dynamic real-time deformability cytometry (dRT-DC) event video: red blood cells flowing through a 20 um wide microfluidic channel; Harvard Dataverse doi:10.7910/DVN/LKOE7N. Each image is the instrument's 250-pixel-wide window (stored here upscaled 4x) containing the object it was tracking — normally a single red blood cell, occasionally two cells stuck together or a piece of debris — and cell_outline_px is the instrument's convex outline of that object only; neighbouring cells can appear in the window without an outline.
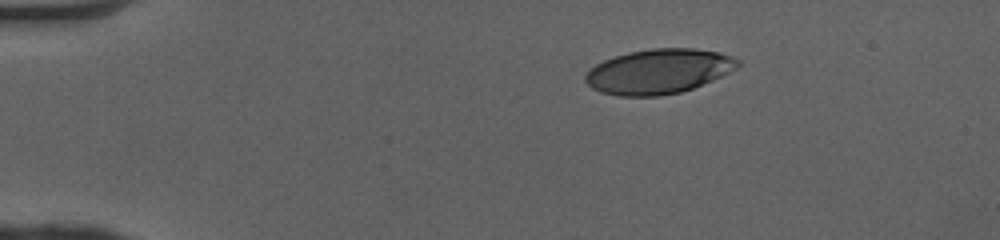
{"species": "human", "species_latin": "Homo sapiens", "temperature_condition": "cold", "stored_images_in_passage": 42, "camera_frame_rate_fps": 3000, "um_per_image_px": 0.085, "donor": {"sex": "female"}, "frame": {"image": 1, "passage_image": 1, "time_ms": 0.0, "image_size_px": [1000, 240], "cell_outline_px": [[744, 64], [712, 80], [692, 88], [680, 92], [660, 96], [620, 96], [600, 92], [592, 88], [584, 80], [584, 76], [596, 64], [604, 60], [628, 52], [652, 48], [692, 48], [720, 52], [732, 56], [740, 60]], "centroid_in_image_um": [56.0, 6.06], "position_along_channel_um": 29.0, "area_um2": 39.71}}
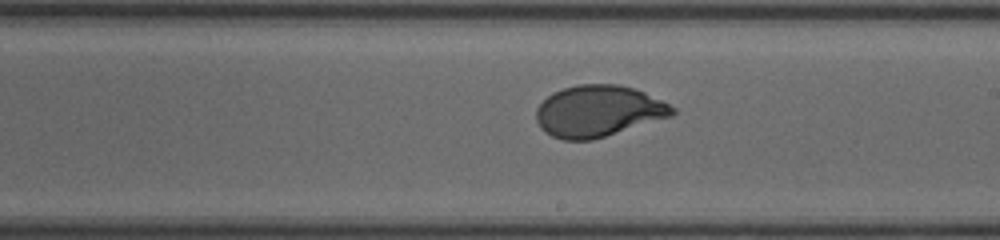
{"frame": {"image": 2, "passage_image": 22, "time_ms": 7.0, "image_size_px": [1000, 240], "cell_outline_px": [[676, 112], [672, 116], [592, 140], [564, 140], [552, 136], [544, 132], [540, 128], [536, 120], [536, 108], [552, 92], [564, 88], [580, 84], [620, 84], [644, 92], [676, 108]], "centroid_in_image_um": [50.83, 9.45], "position_along_channel_um": 238.2, "area_um2": 40.69}}
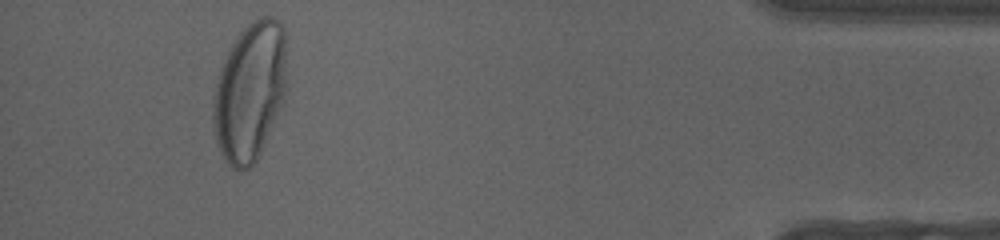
{"frame": {"image": 3, "passage_image": 39, "time_ms": 12.667, "image_size_px": [1000, 240], "cell_outline_px": [[288, 88], [284, 100], [264, 144], [256, 160], [248, 168], [240, 172], [232, 168], [224, 160], [216, 144], [212, 120], [212, 104], [216, 84], [220, 68], [228, 48], [240, 32], [252, 20], [260, 16], [272, 16], [284, 28]], "centroid_in_image_um": [21.24, 7.78], "position_along_channel_um": 414.0, "area_um2": 60.34}, "authors_computed_cell_mechanics": {"area_um2": 41.2403, "velocity_mm_per_s": 4.0669, "shape_relaxation_time_tau1_ms": 3.1184, "shape_relaxation_time_tau2_ms": null, "deformation_change_tau1": 0.1875, "deformation_change_tau2": null}}